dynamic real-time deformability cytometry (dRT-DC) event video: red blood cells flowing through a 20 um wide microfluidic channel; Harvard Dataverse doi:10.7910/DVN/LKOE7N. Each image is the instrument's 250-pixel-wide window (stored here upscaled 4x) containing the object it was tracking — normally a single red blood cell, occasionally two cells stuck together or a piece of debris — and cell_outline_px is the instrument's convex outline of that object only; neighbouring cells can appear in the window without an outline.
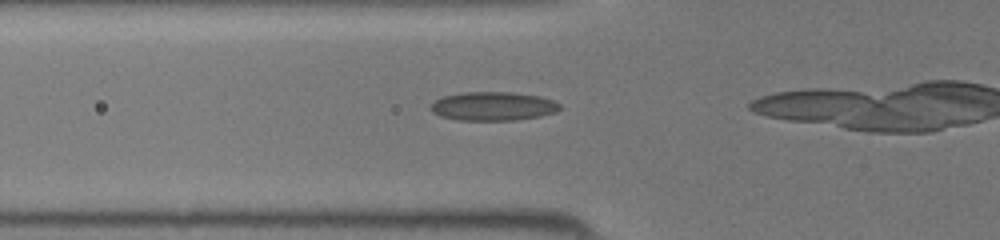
{"species": "common noctule bat (a hibernating species)", "species_latin": "Nyctalus noctula", "temperature_condition": "room temperature", "stored_images_in_passage": 23, "camera_frame_rate_fps": 3000, "um_per_image_px": 0.085, "animal": {"sex": "female", "body_mass_g": 19.5, "forearm_length_mm": 54.1}, "frame": {"image": 1, "passage_image": 12, "time_ms": 3.667, "image_size_px": [1000, 240], "cell_outline_px": [[560, 108], [556, 112], [540, 116], [516, 120], [456, 120], [440, 116], [432, 112], [428, 108], [440, 96], [464, 92], [512, 92], [540, 96], [552, 100], [560, 104]], "centroid_in_image_um": [41.88, 9.02], "position_along_channel_um": 83.9, "area_um2": 21.79}}